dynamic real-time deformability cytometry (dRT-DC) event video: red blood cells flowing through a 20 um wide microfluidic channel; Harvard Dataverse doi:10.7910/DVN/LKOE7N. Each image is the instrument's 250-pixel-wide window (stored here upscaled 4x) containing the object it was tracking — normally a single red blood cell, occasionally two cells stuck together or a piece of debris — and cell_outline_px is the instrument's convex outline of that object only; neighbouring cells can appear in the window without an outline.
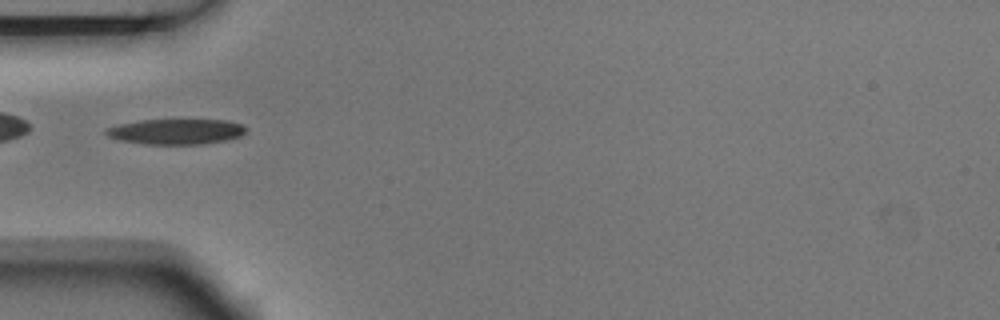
{"species": "Egyptian fruit bat (a non-hibernating species)", "species_latin": "Rousettus aegyptiacus", "temperature_condition": "room temperature", "stored_images_in_passage": 7, "camera_frame_rate_fps": 3000, "um_per_image_px": 0.085, "animal": {"sex": "male"}, "frame": {"image": 1, "passage_image": 4, "time_ms": 1.0, "image_size_px": [1000, 320], "cell_outline_px": [[244, 132], [240, 136], [224, 140], [200, 144], [144, 144], [120, 140], [108, 136], [104, 132], [104, 128], [120, 124], [140, 120], [224, 120], [240, 124], [244, 128]], "centroid_in_image_um": [14.89, 11.18], "position_along_channel_um": 70.1, "area_um2": 20.4}}
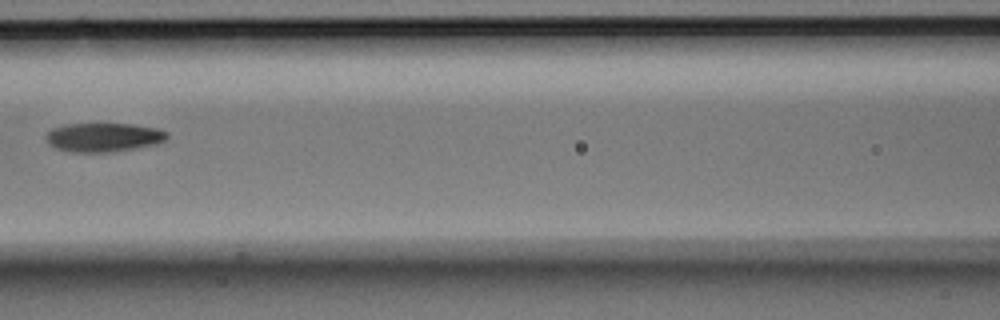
{"frame": {"image": 2, "passage_image": 6, "time_ms": 1.667, "image_size_px": [1000, 320], "cell_outline_px": [[168, 136], [164, 140], [156, 144], [112, 152], [72, 152], [56, 148], [48, 144], [44, 136], [52, 128], [64, 124], [132, 124], [160, 128], [168, 132]], "centroid_in_image_um": [8.79, 11.66], "position_along_channel_um": 157.8, "area_um2": 20.52}}
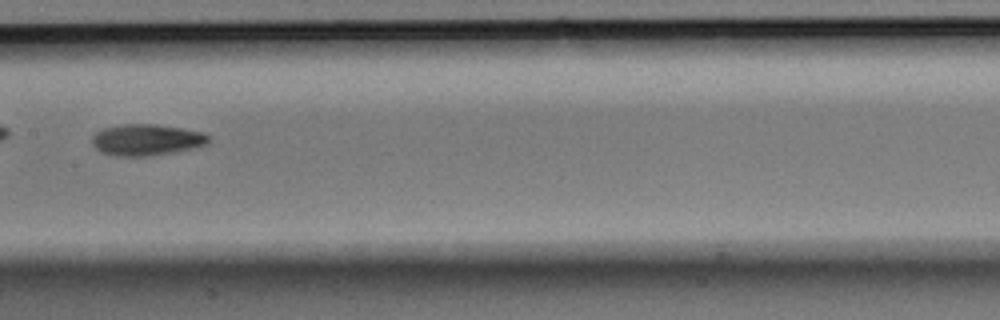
{"frame": {"image": 3, "passage_image": 7, "time_ms": 2.0, "image_size_px": [1000, 320], "cell_outline_px": [[208, 144], [200, 148], [152, 156], [116, 156], [100, 152], [92, 144], [92, 136], [96, 132], [104, 128], [120, 124], [156, 124], [180, 128], [200, 132], [208, 136]], "centroid_in_image_um": [12.46, 11.9], "position_along_channel_um": 194.9, "area_um2": 21.5}}